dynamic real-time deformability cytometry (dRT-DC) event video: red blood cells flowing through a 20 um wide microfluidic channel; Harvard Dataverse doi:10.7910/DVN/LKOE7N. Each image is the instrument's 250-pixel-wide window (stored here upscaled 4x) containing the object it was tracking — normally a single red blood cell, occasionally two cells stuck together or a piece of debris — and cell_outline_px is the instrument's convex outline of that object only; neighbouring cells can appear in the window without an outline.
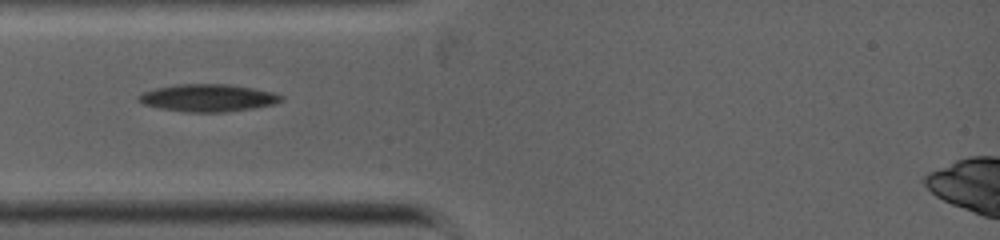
{"species": "common noctule bat (a hibernating species)", "species_latin": "Nyctalus noctula", "temperature_condition": "warm", "stored_images_in_passage": 2, "camera_frame_rate_fps": 5000, "um_per_image_px": 0.085, "animal": {"sex": "female", "body_mass_g": 19.0, "forearm_length_mm": 53.3}, "frame": {"image": 1, "passage_image": 1, "time_ms": 0.0, "image_size_px": [1000, 240], "cell_outline_px": [[284, 100], [276, 104], [252, 108], [224, 112], [184, 112], [160, 108], [144, 104], [136, 100], [136, 96], [144, 92], [156, 88], [180, 84], [228, 84], [252, 88], [272, 92], [284, 96]], "centroid_in_image_um": [17.68, 8.32], "position_along_channel_um": 67.3, "area_um2": 22.77}}